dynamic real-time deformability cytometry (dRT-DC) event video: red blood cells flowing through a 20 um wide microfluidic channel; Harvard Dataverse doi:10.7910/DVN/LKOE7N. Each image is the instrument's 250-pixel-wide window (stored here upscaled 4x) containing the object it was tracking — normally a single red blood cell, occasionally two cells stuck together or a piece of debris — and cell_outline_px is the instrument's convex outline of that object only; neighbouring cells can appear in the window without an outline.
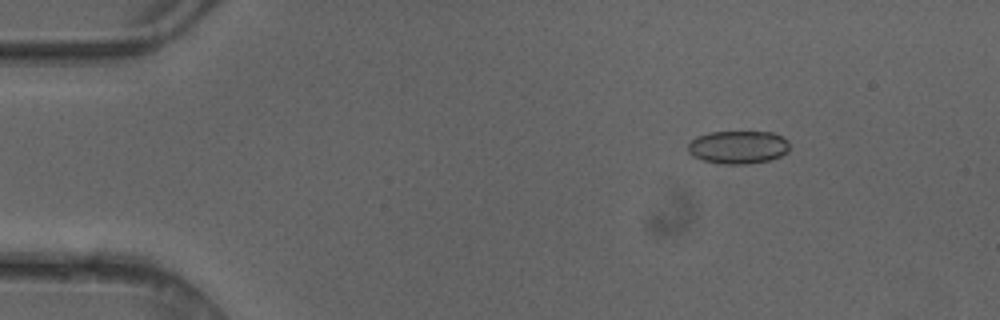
{"species": "common noctule bat (a hibernating species)", "species_latin": "Nyctalus noctula", "temperature_condition": "cold", "stored_images_in_passage": 3, "camera_frame_rate_fps": 3000, "um_per_image_px": 0.085, "animal": {"sex": "female"}, "frame": {"image": 1, "passage_image": 1, "time_ms": 0.0, "image_size_px": [1000, 320], "cell_outline_px": [[788, 152], [780, 156], [768, 160], [744, 164], [724, 164], [704, 160], [692, 156], [688, 152], [688, 144], [696, 136], [708, 132], [772, 132], [784, 136], [788, 140]], "centroid_in_image_um": [62.74, 12.5], "position_along_channel_um": 22.3, "area_um2": 19.59}}
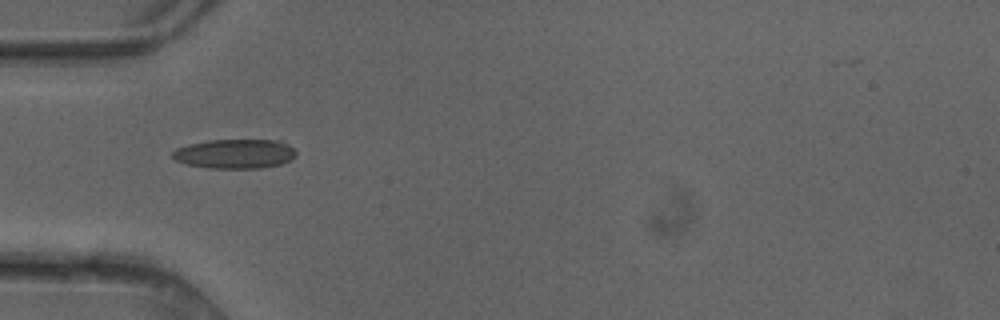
{"frame": {"image": 2, "passage_image": 3, "time_ms": 0.667, "image_size_px": [1000, 320], "cell_outline_px": [[296, 156], [280, 164], [260, 168], [208, 168], [188, 164], [176, 160], [172, 156], [172, 152], [176, 148], [188, 144], [208, 140], [280, 140], [288, 144], [296, 152]], "centroid_in_image_um": [19.96, 13.06], "position_along_channel_um": 65.0, "area_um2": 21.1}}